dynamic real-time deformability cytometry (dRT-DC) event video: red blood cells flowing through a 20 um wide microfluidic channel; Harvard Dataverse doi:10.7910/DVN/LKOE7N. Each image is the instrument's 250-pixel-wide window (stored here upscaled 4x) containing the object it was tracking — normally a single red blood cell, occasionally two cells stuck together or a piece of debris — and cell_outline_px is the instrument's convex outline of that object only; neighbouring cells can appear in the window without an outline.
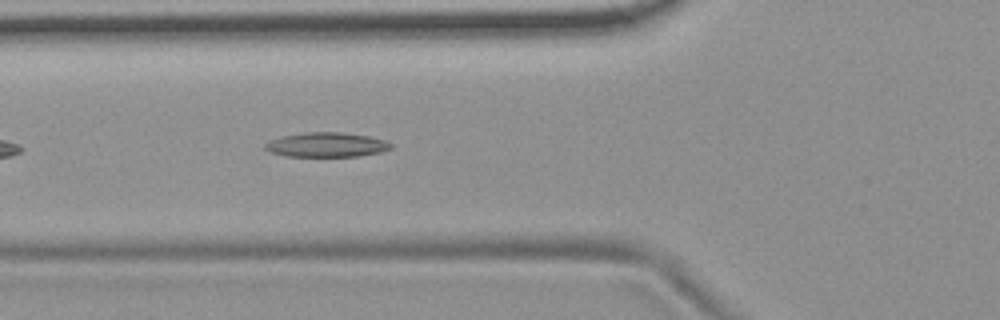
{"species": "common noctule bat (a hibernating species)", "species_latin": "Nyctalus noctula", "temperature_condition": "room temperature", "stored_images_in_passage": 6, "camera_frame_rate_fps": 3000, "um_per_image_px": 0.085, "animal": {"sex": "female", "body_mass_g": 19.9}, "frame": {"image": 1, "passage_image": 6, "time_ms": 1.667, "image_size_px": [1000, 320], "cell_outline_px": [[392, 148], [380, 152], [360, 156], [284, 156], [268, 152], [264, 148], [264, 144], [280, 136], [304, 132], [340, 132], [368, 136], [384, 140], [392, 144]], "centroid_in_image_um": [27.72, 12.3], "position_along_channel_um": 98.1, "area_um2": 18.03}}